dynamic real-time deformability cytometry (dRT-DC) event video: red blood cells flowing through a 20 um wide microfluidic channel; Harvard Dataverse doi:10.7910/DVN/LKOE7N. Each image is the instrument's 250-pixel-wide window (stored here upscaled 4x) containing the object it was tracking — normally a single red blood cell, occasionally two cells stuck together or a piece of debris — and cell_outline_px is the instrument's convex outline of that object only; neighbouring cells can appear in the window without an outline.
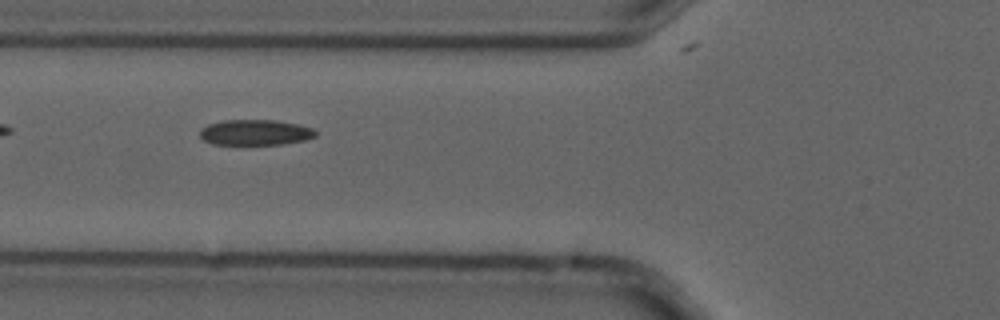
{"species": "common noctule bat (a hibernating species)", "species_latin": "Nyctalus noctula", "temperature_condition": "cold", "stored_images_in_passage": 6, "camera_frame_rate_fps": 3000, "um_per_image_px": 0.085, "animal": {"sex": "male", "forearm_length_mm": 52.5}, "frame": {"image": 1, "passage_image": 3, "time_ms": 0.667, "image_size_px": [1000, 320], "cell_outline_px": [[316, 136], [304, 140], [284, 144], [212, 144], [204, 140], [200, 136], [200, 128], [208, 124], [224, 120], [276, 120], [296, 124], [312, 128], [316, 132]], "centroid_in_image_um": [21.67, 11.25], "position_along_channel_um": 104.1, "area_um2": 17.17}}
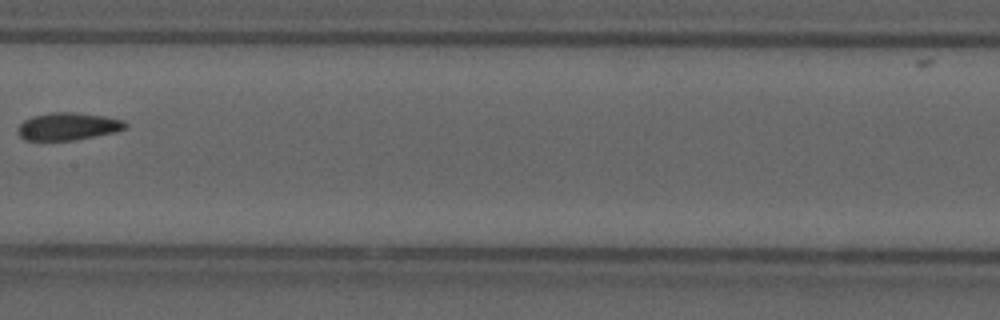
{"frame": {"image": 2, "passage_image": 5, "time_ms": 1.333, "image_size_px": [1000, 320], "cell_outline_px": [[128, 128], [116, 132], [72, 140], [24, 140], [16, 132], [20, 124], [24, 120], [32, 116], [52, 112], [76, 112], [104, 116], [124, 120], [128, 124]], "centroid_in_image_um": [5.8, 10.73], "position_along_channel_um": 201.6, "area_um2": 17.34}}
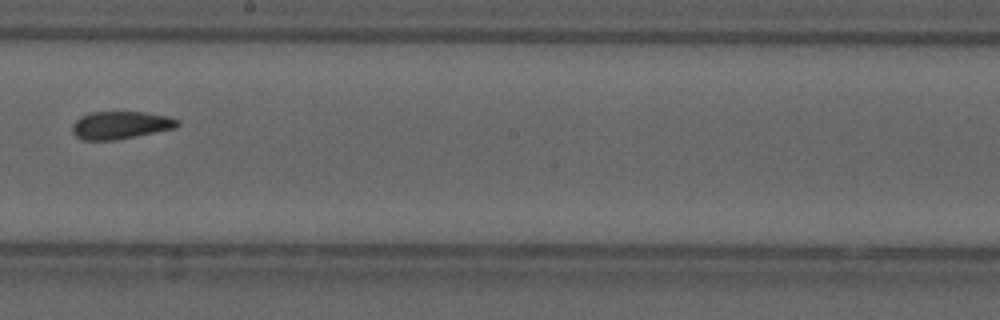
{"frame": {"image": 3, "passage_image": 6, "time_ms": 1.667, "image_size_px": [1000, 320], "cell_outline_px": [[180, 124], [176, 128], [116, 140], [80, 140], [72, 132], [72, 124], [80, 116], [92, 112], [144, 112], [168, 116], [180, 120]], "centroid_in_image_um": [10.24, 10.64], "position_along_channel_um": 238.0, "area_um2": 17.11}}